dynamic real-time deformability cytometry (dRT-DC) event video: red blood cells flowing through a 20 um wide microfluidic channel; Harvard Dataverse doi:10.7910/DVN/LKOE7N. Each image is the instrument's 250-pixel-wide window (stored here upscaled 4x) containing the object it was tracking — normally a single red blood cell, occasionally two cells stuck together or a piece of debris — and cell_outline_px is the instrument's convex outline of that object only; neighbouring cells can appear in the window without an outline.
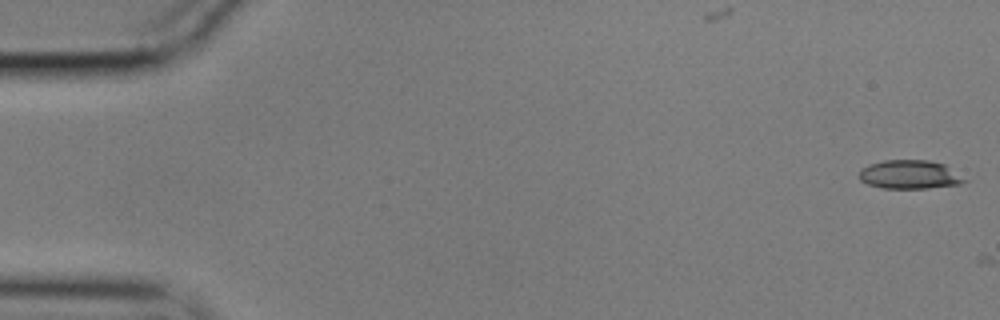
{"species": "common noctule bat (a hibernating species)", "species_latin": "Nyctalus noctula", "temperature_condition": "cold", "stored_images_in_passage": 2, "camera_frame_rate_fps": 3000, "um_per_image_px": 0.085, "animal": {"sex": "male", "body_mass_g": 17.9}, "frame": {"image": 1, "passage_image": 1, "time_ms": 0.0, "image_size_px": [1000, 320], "cell_outline_px": [[968, 180], [960, 184], [928, 188], [884, 188], [868, 184], [860, 180], [860, 168], [868, 164], [884, 160], [928, 160], [944, 164]], "centroid_in_image_um": [77.31, 14.83], "position_along_channel_um": 7.7, "area_um2": 17.57}}